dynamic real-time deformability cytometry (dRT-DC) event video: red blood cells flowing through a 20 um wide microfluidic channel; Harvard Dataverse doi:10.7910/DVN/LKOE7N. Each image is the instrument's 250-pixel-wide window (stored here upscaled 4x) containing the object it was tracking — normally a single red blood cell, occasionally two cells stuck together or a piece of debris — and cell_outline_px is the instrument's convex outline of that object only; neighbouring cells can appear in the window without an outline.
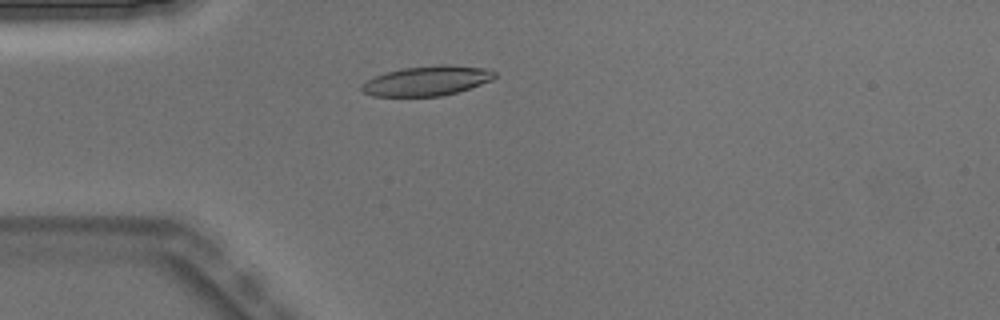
{"species": "Egyptian fruit bat (a non-hibernating species)", "species_latin": "Rousettus aegyptiacus", "temperature_condition": "warm", "stored_images_in_passage": 5, "camera_frame_rate_fps": 3000, "um_per_image_px": 0.085, "animal": {"sex": "male"}, "frame": {"image": 1, "passage_image": 4, "time_ms": 1.0, "image_size_px": [1000, 320], "cell_outline_px": [[496, 76], [492, 80], [456, 92], [440, 96], [372, 96], [364, 92], [360, 88], [364, 80], [388, 72], [404, 68], [440, 64], [452, 64], [484, 68], [496, 72]], "centroid_in_image_um": [36.29, 6.86], "position_along_channel_um": 48.7, "area_um2": 22.95}}